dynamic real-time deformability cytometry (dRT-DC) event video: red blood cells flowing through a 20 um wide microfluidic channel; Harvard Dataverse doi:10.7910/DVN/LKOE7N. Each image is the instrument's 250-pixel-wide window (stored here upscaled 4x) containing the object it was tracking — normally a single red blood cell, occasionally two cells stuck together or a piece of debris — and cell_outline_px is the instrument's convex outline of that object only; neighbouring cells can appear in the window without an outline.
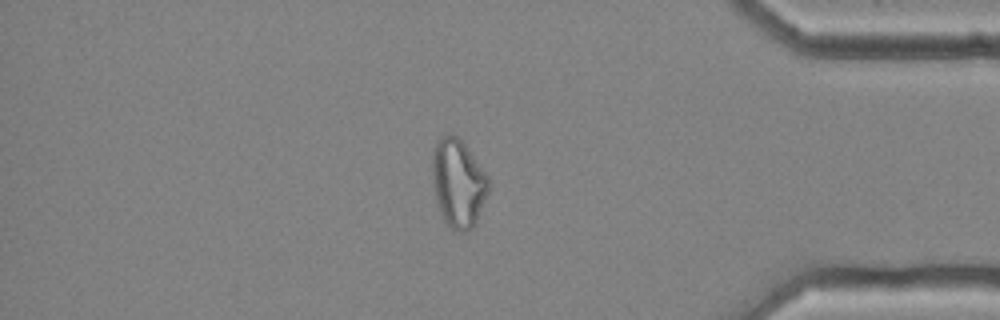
{"species": "common noctule bat (a hibernating species)", "species_latin": "Nyctalus noctula", "temperature_condition": "cold", "stored_images_in_passage": 56, "camera_frame_rate_fps": 3000, "um_per_image_px": 0.085, "animal": {"sex": "female", "body_mass_g": 25.1}, "frame": {"image": 1, "passage_image": 48, "time_ms": 15.667, "image_size_px": [1000, 320], "cell_outline_px": [[488, 192], [476, 220], [472, 228], [468, 232], [460, 232], [452, 228], [444, 220], [440, 212], [436, 200], [432, 180], [432, 156], [436, 144], [444, 136], [456, 136], [464, 144], [488, 176]], "centroid_in_image_um": [38.93, 15.61], "position_along_channel_um": 396.3, "area_um2": 28.26}, "authors_computed_cell_mechanics": {"area_um2": 29.5358, "velocity_mm_per_s": 3.6399, "shape_relaxation_time_tau1_ms": null, "shape_relaxation_time_tau2_ms": 1.7074, "deformation_change_tau1": null, "deformation_change_tau2": 0.0857}}